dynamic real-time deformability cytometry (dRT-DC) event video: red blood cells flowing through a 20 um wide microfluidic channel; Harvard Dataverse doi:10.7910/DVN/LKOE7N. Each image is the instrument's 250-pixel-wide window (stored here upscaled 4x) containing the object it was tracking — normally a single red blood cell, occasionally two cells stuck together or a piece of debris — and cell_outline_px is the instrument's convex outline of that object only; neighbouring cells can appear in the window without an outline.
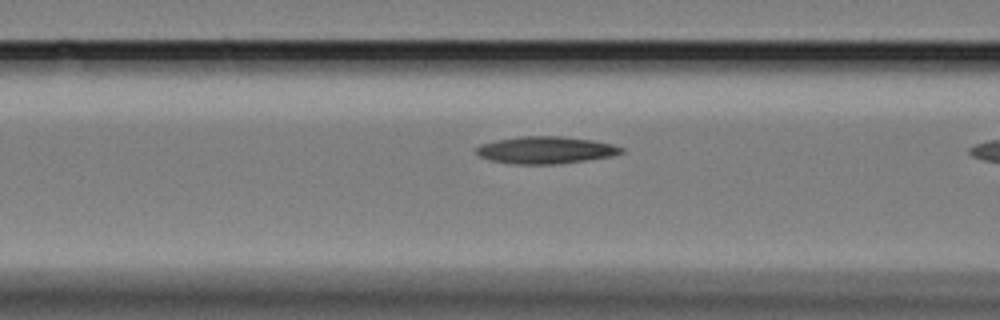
{"species": "Egyptian fruit bat (a non-hibernating species)", "species_latin": "Rousettus aegyptiacus", "temperature_condition": "cold", "stored_images_in_passage": 17, "camera_frame_rate_fps": 3000, "um_per_image_px": 0.085, "animal": {"sex": "female"}, "frame": {"image": 1, "passage_image": 16, "time_ms": 5.0, "image_size_px": [1000, 320], "cell_outline_px": [[624, 152], [612, 156], [556, 164], [512, 164], [492, 160], [480, 156], [476, 152], [476, 148], [480, 144], [496, 140], [520, 136], [560, 136], [592, 140], [612, 144], [624, 148]], "centroid_in_image_um": [46.38, 12.75], "position_along_channel_um": 120.2, "area_um2": 22.83}}